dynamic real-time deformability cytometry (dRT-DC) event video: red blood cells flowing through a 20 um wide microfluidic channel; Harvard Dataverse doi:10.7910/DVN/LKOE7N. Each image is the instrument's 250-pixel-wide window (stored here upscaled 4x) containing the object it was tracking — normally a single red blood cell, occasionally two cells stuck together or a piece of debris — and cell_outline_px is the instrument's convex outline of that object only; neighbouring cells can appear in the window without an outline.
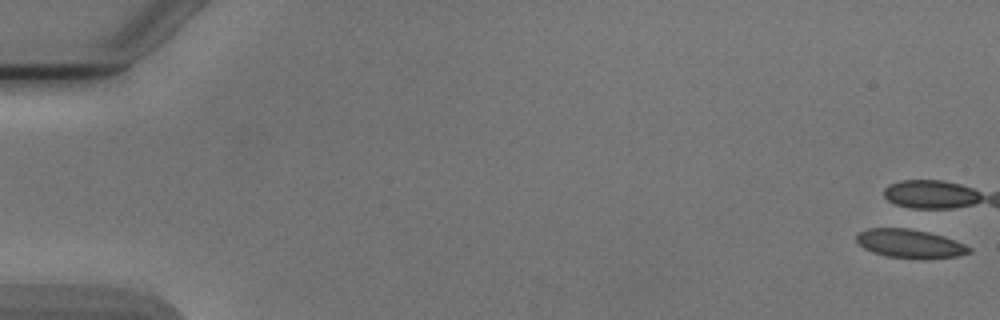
{"species": "Egyptian fruit bat (a non-hibernating species)", "species_latin": "Rousettus aegyptiacus", "temperature_condition": "cold", "stored_images_in_passage": 4, "camera_frame_rate_fps": 3000, "um_per_image_px": 0.085, "animal": {"sex": "male"}, "frame": {"image": 1, "passage_image": 1, "time_ms": 0.0, "image_size_px": [1000, 320], "cell_outline_px": [[972, 252], [960, 256], [888, 256], [872, 252], [864, 248], [856, 240], [856, 232], [868, 228], [908, 228], [928, 232], [944, 236], [964, 244], [972, 248]], "centroid_in_image_um": [77.3, 20.65], "position_along_channel_um": 7.7, "area_um2": 18.09}}